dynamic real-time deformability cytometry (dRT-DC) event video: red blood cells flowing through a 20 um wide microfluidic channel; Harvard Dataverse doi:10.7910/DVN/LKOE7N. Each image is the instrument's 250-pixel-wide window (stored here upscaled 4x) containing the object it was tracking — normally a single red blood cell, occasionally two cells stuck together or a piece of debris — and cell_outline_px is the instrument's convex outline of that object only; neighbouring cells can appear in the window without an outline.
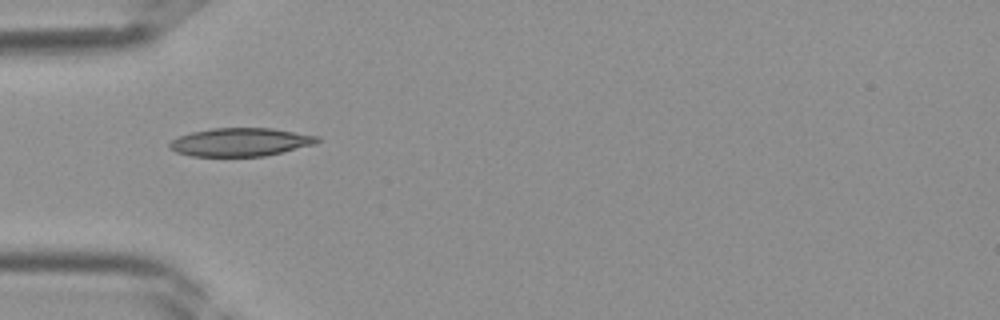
{"species": "Egyptian fruit bat (a non-hibernating species)", "species_latin": "Rousettus aegyptiacus", "temperature_condition": "room temperature", "stored_images_in_passage": 28, "camera_frame_rate_fps": 3000, "um_per_image_px": 0.085, "frame": {"image": 1, "passage_image": 1, "time_ms": 0.0, "image_size_px": [1000, 320], "cell_outline_px": [[320, 140], [316, 144], [264, 156], [192, 156], [176, 152], [168, 148], [168, 144], [172, 140], [180, 136], [192, 132], [212, 128], [272, 128], [320, 136]], "centroid_in_image_um": [20.45, 12.07], "position_along_channel_um": 64.6, "area_um2": 24.33}}
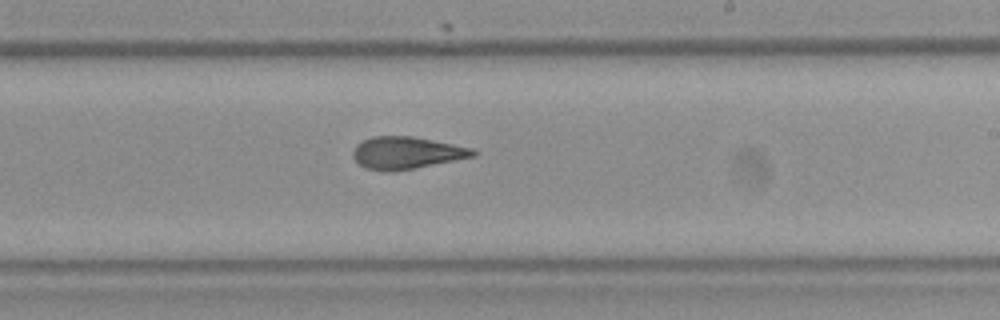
{"frame": {"image": 2, "passage_image": 12, "time_ms": 3.667, "image_size_px": [1000, 320], "cell_outline_px": [[476, 156], [416, 168], [388, 172], [384, 172], [364, 168], [352, 156], [352, 152], [356, 144], [372, 136], [412, 136], [472, 148], [476, 152]], "centroid_in_image_um": [34.52, 13.0], "position_along_channel_um": 254.5, "area_um2": 22.54}}
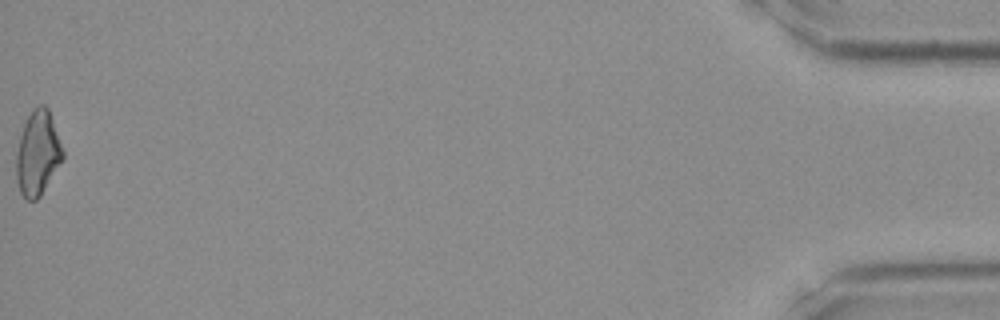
{"frame": {"image": 3, "passage_image": 28, "time_ms": 9.0, "image_size_px": [1000, 320], "cell_outline_px": [[64, 160], [40, 196], [36, 200], [28, 200], [20, 192], [16, 180], [16, 152], [20, 136], [24, 124], [32, 108], [40, 104], [44, 104], [48, 108], [64, 152]], "centroid_in_image_um": [3.21, 13.03], "position_along_channel_um": 432.0, "area_um2": 23.0}}